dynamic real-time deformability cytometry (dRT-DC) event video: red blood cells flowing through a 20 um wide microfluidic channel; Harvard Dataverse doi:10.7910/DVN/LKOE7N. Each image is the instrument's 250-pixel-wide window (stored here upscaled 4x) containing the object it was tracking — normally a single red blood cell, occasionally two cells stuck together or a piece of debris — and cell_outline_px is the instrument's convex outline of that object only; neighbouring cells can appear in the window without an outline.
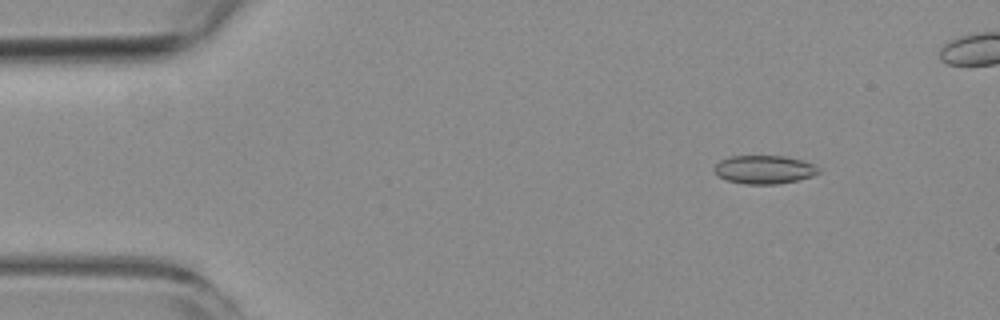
{"species": "common noctule bat (a hibernating species)", "species_latin": "Nyctalus noctula", "temperature_condition": "room temperature", "stored_images_in_passage": 7, "camera_frame_rate_fps": 3000, "um_per_image_px": 0.085, "animal": {"sex": "female", "body_mass_g": 19.3, "forearm_length_mm": 54.1}, "frame": {"image": 1, "passage_image": 2, "time_ms": 1.333, "image_size_px": [1000, 320], "cell_outline_px": [[820, 172], [812, 176], [780, 184], [744, 184], [728, 180], [716, 176], [712, 168], [720, 160], [732, 156], [784, 156], [800, 160], [812, 164], [820, 168]], "centroid_in_image_um": [64.92, 14.42], "position_along_channel_um": 20.1, "area_um2": 17.28}}
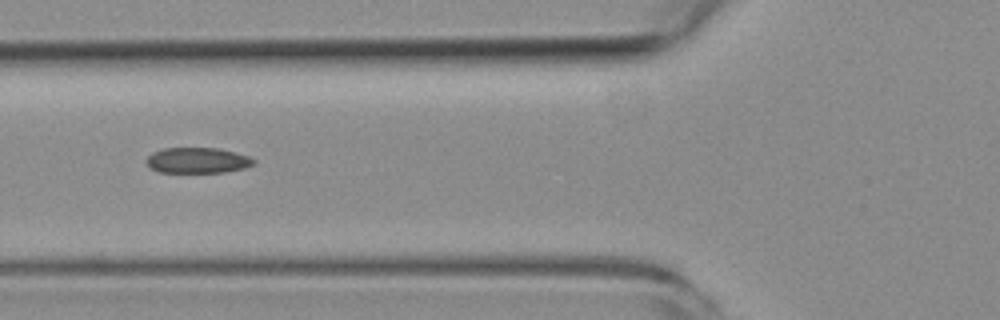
{"frame": {"image": 2, "passage_image": 6, "time_ms": 6.0, "image_size_px": [1000, 320], "cell_outline_px": [[256, 164], [244, 168], [224, 172], [160, 172], [148, 168], [144, 160], [152, 152], [164, 148], [220, 148], [236, 152], [248, 156], [256, 160]], "centroid_in_image_um": [16.77, 13.63], "position_along_channel_um": 109.0, "area_um2": 16.24}}
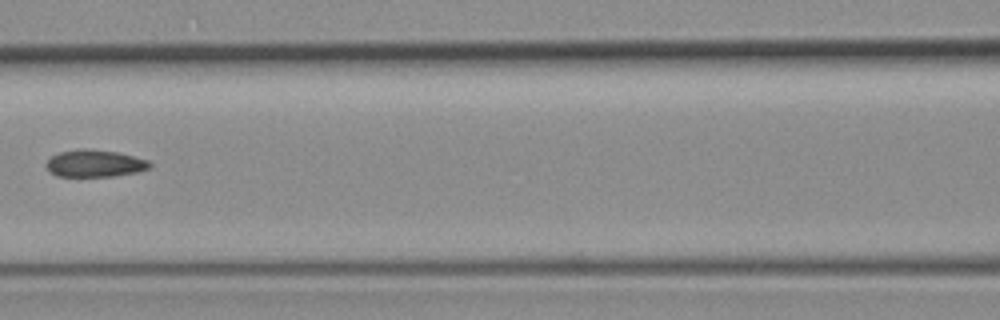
{"frame": {"image": 3, "passage_image": 7, "time_ms": 7.333, "image_size_px": [1000, 320], "cell_outline_px": [[152, 168], [136, 172], [112, 176], [56, 176], [48, 172], [44, 164], [52, 156], [60, 152], [84, 148], [116, 152], [148, 160], [152, 164]], "centroid_in_image_um": [8.03, 13.9], "position_along_channel_um": 158.6, "area_um2": 16.36}}